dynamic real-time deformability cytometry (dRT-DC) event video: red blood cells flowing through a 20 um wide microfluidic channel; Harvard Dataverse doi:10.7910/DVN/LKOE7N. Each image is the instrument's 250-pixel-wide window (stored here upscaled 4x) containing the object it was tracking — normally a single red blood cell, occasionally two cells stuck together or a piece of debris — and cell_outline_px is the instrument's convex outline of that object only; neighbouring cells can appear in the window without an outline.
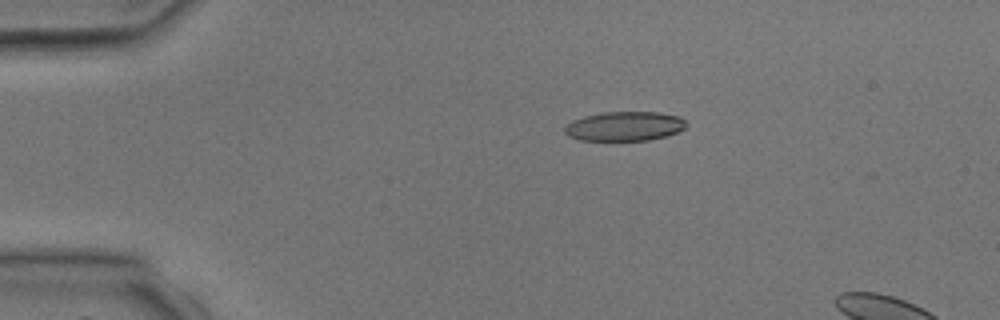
{"species": "common noctule bat (a hibernating species)", "species_latin": "Nyctalus noctula", "temperature_condition": "room temperature", "stored_images_in_passage": 5, "camera_frame_rate_fps": 3000, "um_per_image_px": 0.085, "animal": {"sex": "male", "body_mass_g": 17.9, "forearm_length_mm": 54.2}, "frame": {"image": 1, "passage_image": 5, "time_ms": 5.0, "image_size_px": [1000, 320], "cell_outline_px": [[688, 124], [684, 128], [676, 132], [664, 136], [648, 140], [580, 140], [568, 136], [564, 132], [564, 128], [572, 120], [584, 116], [604, 112], [660, 112], [680, 116]], "centroid_in_image_um": [53.08, 10.72], "position_along_channel_um": 31.9, "area_um2": 20.75}}